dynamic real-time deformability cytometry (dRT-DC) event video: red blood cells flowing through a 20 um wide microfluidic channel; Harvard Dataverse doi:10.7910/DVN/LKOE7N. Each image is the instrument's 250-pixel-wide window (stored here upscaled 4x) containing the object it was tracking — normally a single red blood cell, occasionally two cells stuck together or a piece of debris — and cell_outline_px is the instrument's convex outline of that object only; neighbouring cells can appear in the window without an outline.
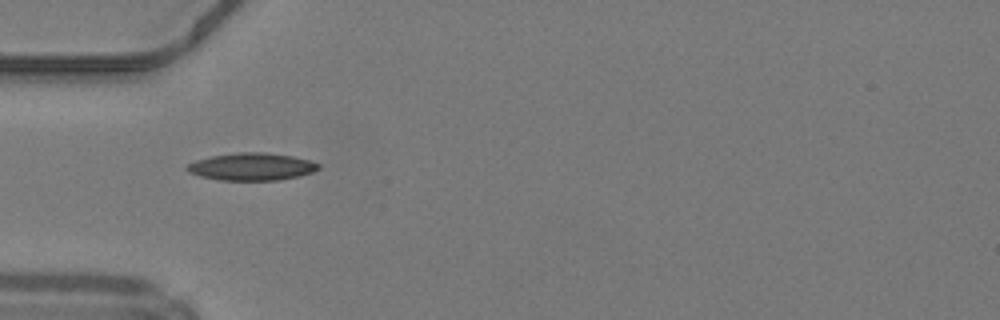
{"species": "common noctule bat (a hibernating species)", "species_latin": "Nyctalus noctula", "temperature_condition": "warm", "stored_images_in_passage": 33, "camera_frame_rate_fps": 3000, "um_per_image_px": 0.085, "animal": {"sex": "male", "body_mass_g": 19.2, "forearm_length_mm": 51.8}, "frame": {"image": 1, "passage_image": 1, "time_ms": 0.0, "image_size_px": [1000, 320], "cell_outline_px": [[320, 168], [312, 172], [300, 176], [280, 180], [220, 180], [200, 176], [188, 172], [184, 168], [188, 164], [196, 160], [212, 156], [240, 152], [264, 152], [292, 156], [308, 160], [320, 164]], "centroid_in_image_um": [21.39, 14.17], "position_along_channel_um": 63.6, "area_um2": 20.98}}
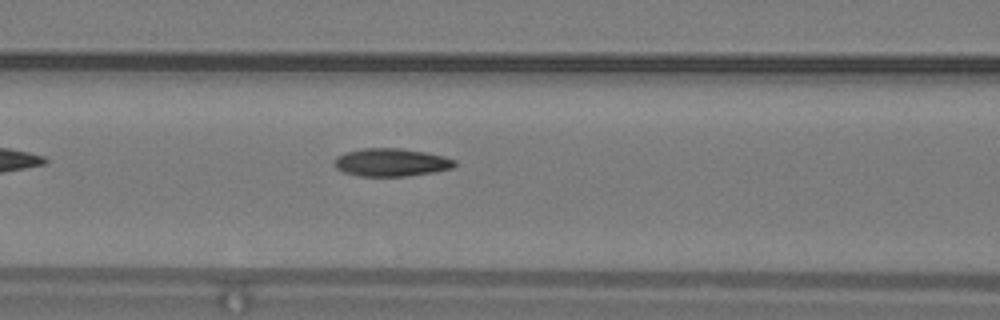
{"frame": {"image": 2, "passage_image": 6, "time_ms": 1.667, "image_size_px": [1000, 320], "cell_outline_px": [[456, 164], [452, 168], [436, 172], [404, 176], [360, 176], [344, 172], [336, 168], [332, 164], [332, 160], [336, 156], [344, 152], [364, 148], [400, 148], [424, 152], [444, 156], [456, 160]], "centroid_in_image_um": [33.21, 13.8], "position_along_channel_um": 133.4, "area_um2": 19.77}}
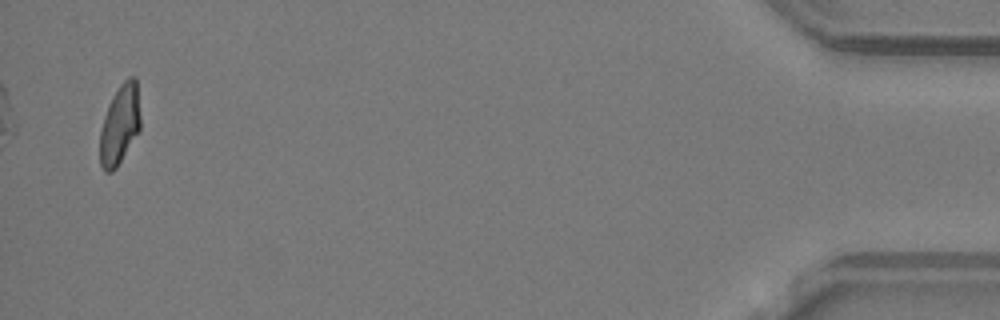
{"frame": {"image": 3, "passage_image": 33, "time_ms": 10.667, "image_size_px": [1000, 320], "cell_outline_px": [[140, 128], [116, 168], [112, 172], [104, 172], [100, 164], [100, 132], [104, 116], [108, 104], [112, 96], [120, 84], [128, 76], [136, 76], [140, 116]], "centroid_in_image_um": [10.17, 10.56], "position_along_channel_um": 425.0, "area_um2": 18.73}, "authors_computed_cell_mechanics": {"area_um2": 19.7676, "velocity_mm_per_s": 4.2251, "shape_relaxation_time_tau1_ms": 10.662, "shape_relaxation_time_tau2_ms": 1.9941, "deformation_change_tau1": 0.2746, "deformation_change_tau2": 0.0753}}